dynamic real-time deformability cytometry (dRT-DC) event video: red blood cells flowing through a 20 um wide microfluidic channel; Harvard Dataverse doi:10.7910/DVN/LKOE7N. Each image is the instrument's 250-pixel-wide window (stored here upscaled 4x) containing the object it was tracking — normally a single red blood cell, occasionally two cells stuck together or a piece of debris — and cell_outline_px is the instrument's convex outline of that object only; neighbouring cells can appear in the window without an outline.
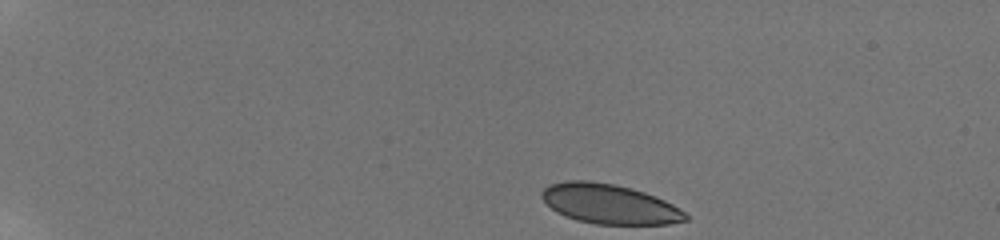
{"species": "human", "species_latin": "Homo sapiens", "temperature_condition": "room temperature", "stored_images_in_passage": 46, "camera_frame_rate_fps": 3000, "um_per_image_px": 0.085, "donor": {"sex": "male"}, "frame": {"image": 1, "passage_image": 1, "time_ms": 0.0, "image_size_px": [1000, 240], "cell_outline_px": [[688, 220], [668, 224], [596, 224], [576, 220], [556, 212], [540, 196], [540, 192], [548, 184], [564, 180], [588, 180], [616, 184], [632, 188], [656, 196], [672, 204], [684, 212], [688, 216]], "centroid_in_image_um": [51.77, 17.32], "position_along_channel_um": 33.2, "area_um2": 33.41}}
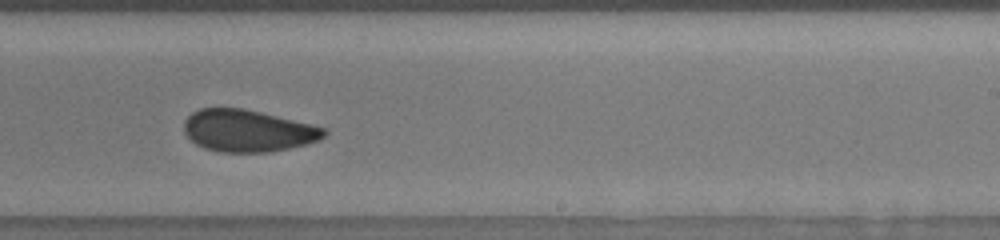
{"frame": {"image": 2, "passage_image": 28, "time_ms": 9.0, "image_size_px": [1000, 240], "cell_outline_px": [[328, 132], [320, 140], [308, 144], [268, 152], [220, 152], [204, 148], [196, 144], [184, 132], [184, 120], [192, 112], [200, 108], [244, 108], [312, 124], [324, 128]], "centroid_in_image_um": [21.06, 11.11], "position_along_channel_um": 267.9, "area_um2": 34.33}}
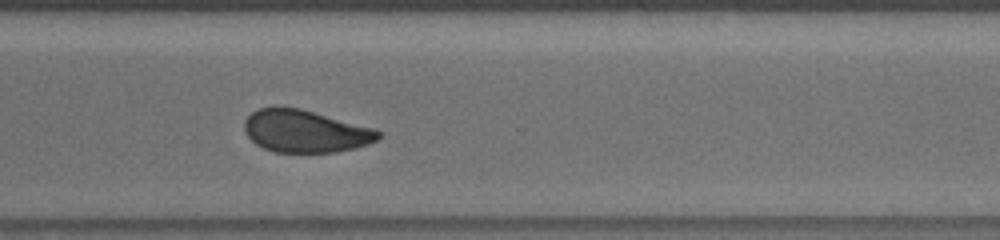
{"frame": {"image": 3, "passage_image": 34, "time_ms": 11.0, "image_size_px": [1000, 240], "cell_outline_px": [[380, 136], [376, 140], [368, 144], [356, 148], [336, 152], [276, 152], [264, 148], [256, 144], [248, 136], [244, 128], [244, 120], [252, 112], [260, 108], [276, 104], [300, 108], [376, 128], [380, 132]], "centroid_in_image_um": [25.94, 11.12], "position_along_channel_um": 344.7, "area_um2": 33.52}, "authors_computed_cell_mechanics": {"area_um2": 34.3621, "velocity_mm_per_s": 3.826, "shape_relaxation_time_tau1_ms": null, "shape_relaxation_time_tau2_ms": 1.3316, "deformation_change_tau1": null, "deformation_change_tau2": 0.0701}}